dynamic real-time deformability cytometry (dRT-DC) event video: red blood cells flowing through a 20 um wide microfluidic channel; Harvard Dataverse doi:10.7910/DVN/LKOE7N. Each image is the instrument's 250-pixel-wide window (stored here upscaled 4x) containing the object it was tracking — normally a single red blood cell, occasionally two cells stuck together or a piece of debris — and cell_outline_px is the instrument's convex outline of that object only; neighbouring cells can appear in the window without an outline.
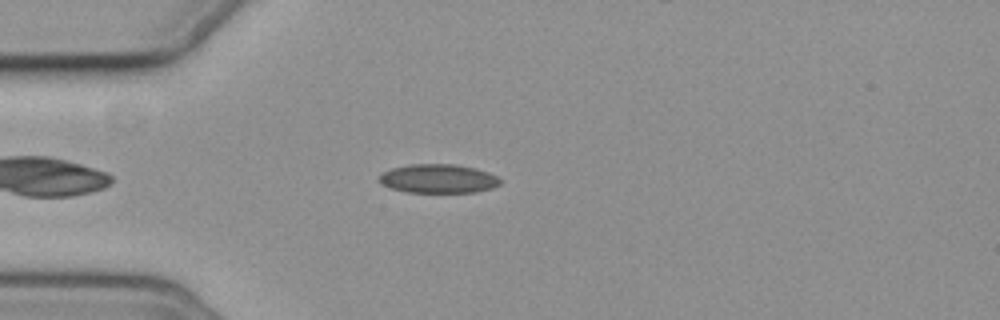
{"species": "common noctule bat (a hibernating species)", "species_latin": "Nyctalus noctula", "temperature_condition": "cold", "stored_images_in_passage": 40, "camera_frame_rate_fps": 3000, "um_per_image_px": 0.085, "animal": {"sex": "female", "body_mass_g": 19.3, "forearm_length_mm": 54.1}, "frame": {"image": 1, "passage_image": 4, "time_ms": 1.0, "image_size_px": [1000, 320], "cell_outline_px": [[504, 180], [500, 184], [492, 188], [476, 192], [408, 192], [392, 188], [376, 180], [376, 176], [380, 172], [392, 168], [408, 164], [456, 164], [476, 168], [488, 172]], "centroid_in_image_um": [37.24, 15.17], "position_along_channel_um": 47.8, "area_um2": 20.63}}
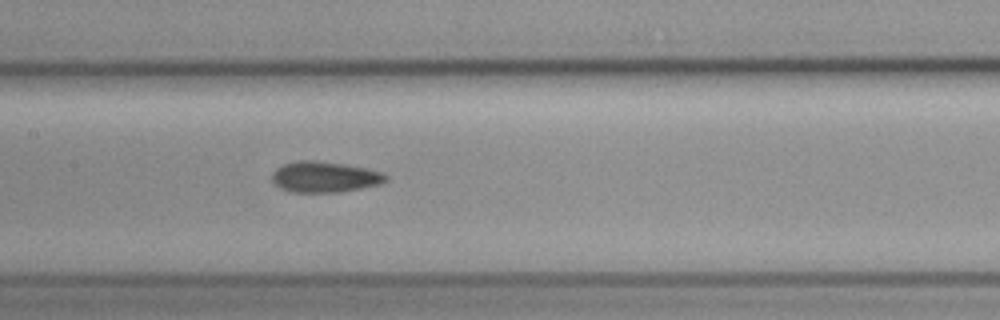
{"frame": {"image": 2, "passage_image": 16, "time_ms": 5.0, "image_size_px": [1000, 320], "cell_outline_px": [[388, 180], [380, 184], [340, 192], [292, 192], [280, 188], [272, 180], [272, 172], [276, 168], [284, 164], [296, 160], [312, 160], [344, 164], [384, 172], [388, 176]], "centroid_in_image_um": [27.59, 15.03], "position_along_channel_um": 179.8, "area_um2": 20.46}}
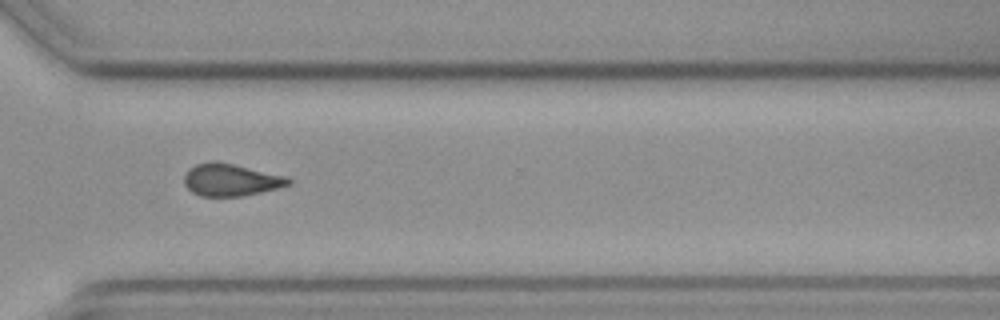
{"frame": {"image": 3, "passage_image": 30, "time_ms": 9.667, "image_size_px": [1000, 320], "cell_outline_px": [[292, 184], [260, 192], [240, 196], [200, 196], [192, 192], [184, 184], [184, 176], [188, 168], [196, 164], [212, 160], [216, 160], [288, 176], [292, 180]], "centroid_in_image_um": [19.61, 15.27], "position_along_channel_um": 351.0, "area_um2": 19.77}, "authors_computed_cell_mechanics": {"area_um2": 19.941, "velocity_mm_per_s": 3.6754, "shape_relaxation_time_tau1_ms": 7.8116, "shape_relaxation_time_tau2_ms": 4.705, "deformation_change_tau1": 0.1302, "deformation_change_tau2": 0.0847}}